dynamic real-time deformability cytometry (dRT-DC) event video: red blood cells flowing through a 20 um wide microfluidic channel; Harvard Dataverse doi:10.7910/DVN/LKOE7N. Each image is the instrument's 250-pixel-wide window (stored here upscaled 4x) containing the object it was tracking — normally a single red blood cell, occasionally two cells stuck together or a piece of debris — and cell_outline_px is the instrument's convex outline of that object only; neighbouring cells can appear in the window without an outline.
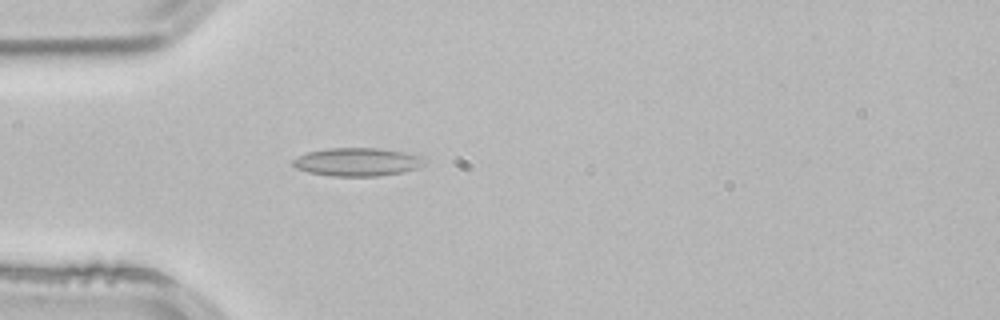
{"species": "common noctule bat (a hibernating species)", "species_latin": "Nyctalus noctula", "temperature_condition": "room temperature", "stored_images_in_passage": 3, "camera_frame_rate_fps": 3000, "um_per_image_px": 0.085, "animal": {"sex": "male", "body_mass_g": 21.5, "forearm_length_mm": 52.0}, "frame": {"image": 1, "passage_image": 3, "time_ms": 0.667, "image_size_px": [1000, 320], "cell_outline_px": [[428, 160], [424, 164], [416, 168], [404, 172], [376, 176], [328, 176], [308, 172], [296, 168], [292, 164], [292, 160], [308, 152], [332, 148], [380, 148], [404, 152], [424, 156]], "centroid_in_image_um": [30.42, 13.77], "position_along_channel_um": 54.6, "area_um2": 21.73}}